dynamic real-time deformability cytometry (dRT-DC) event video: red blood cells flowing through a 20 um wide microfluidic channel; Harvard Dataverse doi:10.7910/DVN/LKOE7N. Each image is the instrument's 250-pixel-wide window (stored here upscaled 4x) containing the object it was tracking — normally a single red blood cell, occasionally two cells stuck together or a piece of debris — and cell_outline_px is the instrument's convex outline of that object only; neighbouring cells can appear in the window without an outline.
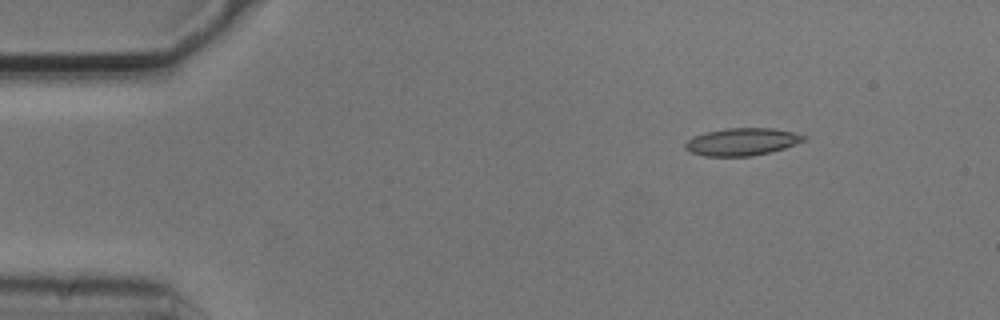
{"species": "common noctule bat (a hibernating species)", "species_latin": "Nyctalus noctula", "temperature_condition": "cold", "stored_images_in_passage": 5, "camera_frame_rate_fps": 3000, "um_per_image_px": 0.085, "animal": {"sex": "male", "body_mass_g": 20.5, "forearm_length_mm": 52.5}, "frame": {"image": 1, "passage_image": 1, "time_ms": 0.0, "image_size_px": [1000, 320], "cell_outline_px": [[808, 136], [804, 140], [796, 144], [772, 152], [752, 156], [704, 156], [688, 152], [684, 148], [684, 144], [688, 140], [696, 136], [708, 132], [724, 128], [772, 128], [792, 132]], "centroid_in_image_um": [63.07, 12.06], "position_along_channel_um": 21.9, "area_um2": 18.96}}
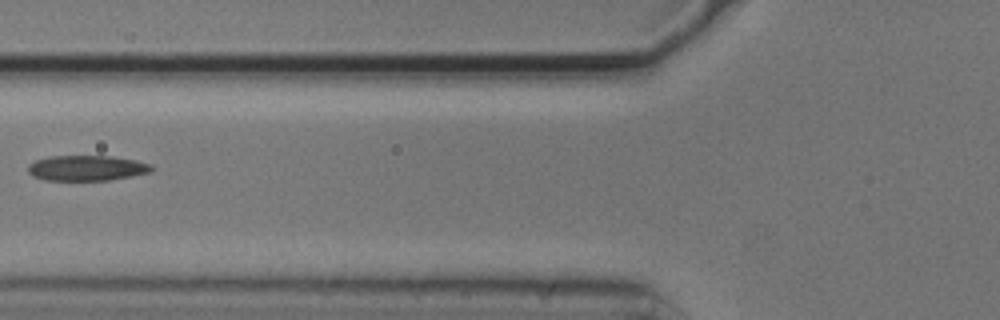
{"frame": {"image": 2, "passage_image": 4, "time_ms": 1.0, "image_size_px": [1000, 320], "cell_outline_px": [[152, 172], [132, 176], [108, 180], [44, 180], [32, 176], [28, 172], [28, 164], [36, 160], [48, 156], [112, 156], [136, 160], [152, 164]], "centroid_in_image_um": [7.37, 14.28], "position_along_channel_um": 118.4, "area_um2": 18.38}}
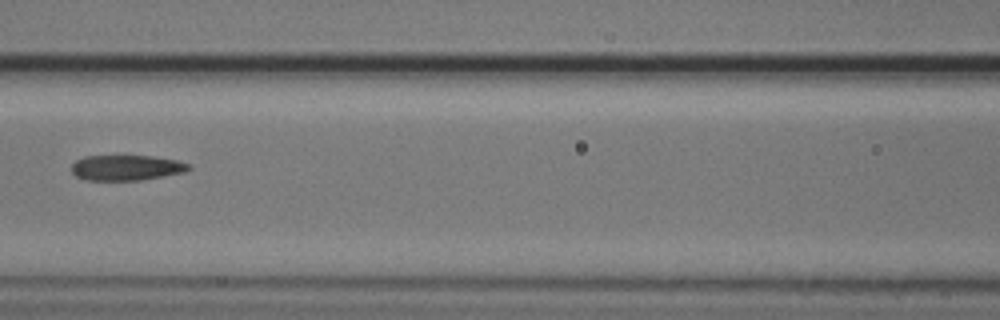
{"frame": {"image": 3, "passage_image": 5, "time_ms": 1.333, "image_size_px": [1000, 320], "cell_outline_px": [[192, 168], [184, 172], [140, 180], [88, 180], [76, 176], [72, 172], [72, 164], [76, 160], [84, 156], [152, 156], [176, 160], [188, 164]], "centroid_in_image_um": [10.72, 14.25], "position_along_channel_um": 155.9, "area_um2": 17.17}}